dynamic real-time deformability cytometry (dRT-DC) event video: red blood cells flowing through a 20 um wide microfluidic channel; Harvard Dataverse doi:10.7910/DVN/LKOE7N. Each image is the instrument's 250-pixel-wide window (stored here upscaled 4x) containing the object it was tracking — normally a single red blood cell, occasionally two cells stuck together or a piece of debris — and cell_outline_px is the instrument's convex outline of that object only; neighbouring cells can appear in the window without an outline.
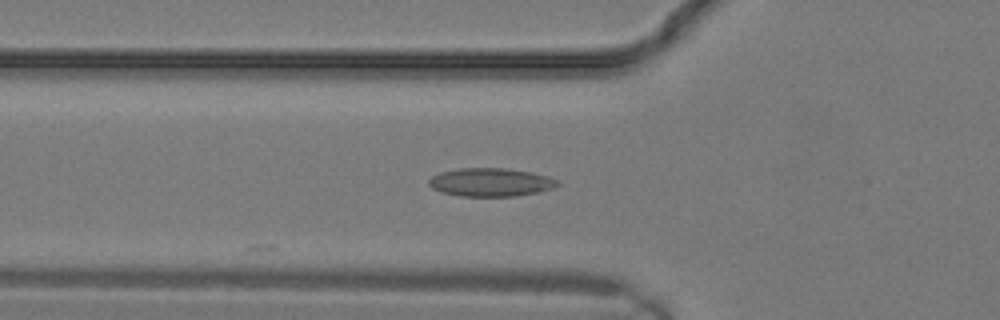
{"species": "common noctule bat (a hibernating species)", "species_latin": "Nyctalus noctula", "temperature_condition": "warm", "stored_images_in_passage": 8, "camera_frame_rate_fps": 3000, "um_per_image_px": 0.085, "animal": {"sex": "male", "body_mass_g": 19.2, "forearm_length_mm": 51.8}, "frame": {"image": 1, "passage_image": 8, "time_ms": 2.333, "image_size_px": [1000, 320], "cell_outline_px": [[560, 184], [556, 188], [540, 192], [516, 196], [460, 196], [440, 192], [432, 188], [428, 184], [428, 180], [432, 176], [440, 172], [460, 168], [500, 168], [532, 172], [548, 176], [556, 180]], "centroid_in_image_um": [41.71, 15.5], "position_along_channel_um": 84.1, "area_um2": 21.39}}